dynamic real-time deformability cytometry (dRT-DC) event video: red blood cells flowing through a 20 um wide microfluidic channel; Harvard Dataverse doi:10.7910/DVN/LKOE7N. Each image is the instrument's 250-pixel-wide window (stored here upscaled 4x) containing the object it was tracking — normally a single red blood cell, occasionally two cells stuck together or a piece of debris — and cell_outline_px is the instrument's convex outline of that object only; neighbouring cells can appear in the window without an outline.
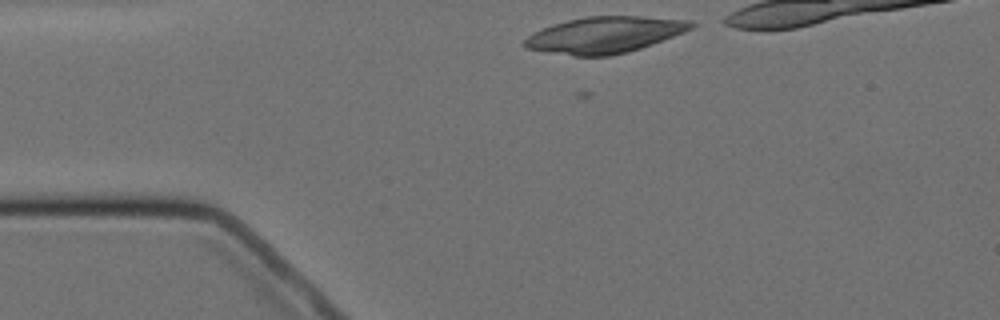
{"species": "Egyptian fruit bat (a non-hibernating species)", "species_latin": "Rousettus aegyptiacus", "temperature_condition": "cold", "stored_images_in_passage": 2, "camera_frame_rate_fps": 3000, "um_per_image_px": 0.085, "animal": {"sex": "female"}, "frame": {"image": 1, "passage_image": 1, "time_ms": 0.0, "image_size_px": [1000, 320], "cell_outline_px": [[696, 24], [692, 28], [684, 32], [652, 44], [628, 52], [608, 56], [572, 56], [524, 48], [524, 40], [528, 36], [552, 24], [568, 20], [588, 16], [640, 16], [688, 20]], "centroid_in_image_um": [51.39, 2.97], "position_along_channel_um": 33.6, "area_um2": 35.03}}